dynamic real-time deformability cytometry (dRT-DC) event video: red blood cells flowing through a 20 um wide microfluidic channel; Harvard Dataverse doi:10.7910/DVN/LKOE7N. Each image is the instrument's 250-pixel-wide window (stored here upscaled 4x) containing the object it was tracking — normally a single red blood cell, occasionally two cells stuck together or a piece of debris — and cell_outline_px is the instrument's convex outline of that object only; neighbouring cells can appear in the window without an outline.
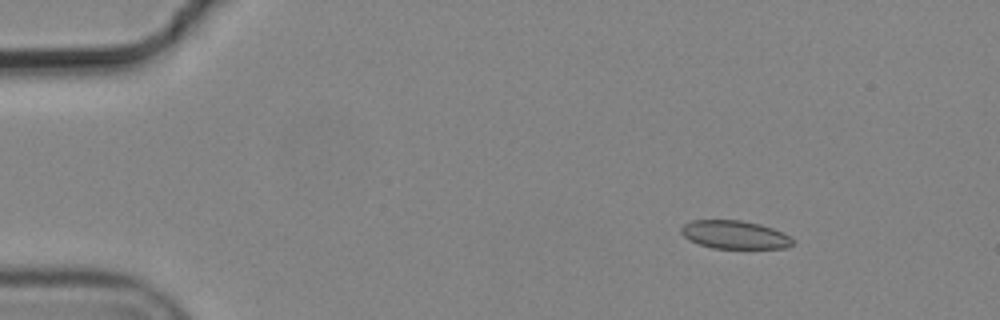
{"species": "common noctule bat (a hibernating species)", "species_latin": "Nyctalus noctula", "temperature_condition": "cold", "stored_images_in_passage": 6, "camera_frame_rate_fps": 3000, "um_per_image_px": 0.085, "animal": {"sex": "male", "body_mass_g": 19.2, "forearm_length_mm": 51.8}, "frame": {"image": 1, "passage_image": 3, "time_ms": 0.667, "image_size_px": [1000, 320], "cell_outline_px": [[792, 244], [784, 248], [712, 248], [688, 240], [680, 232], [680, 228], [684, 224], [692, 220], [740, 220], [760, 224], [772, 228], [792, 236]], "centroid_in_image_um": [62.42, 19.94], "position_along_channel_um": 22.6, "area_um2": 18.32}}
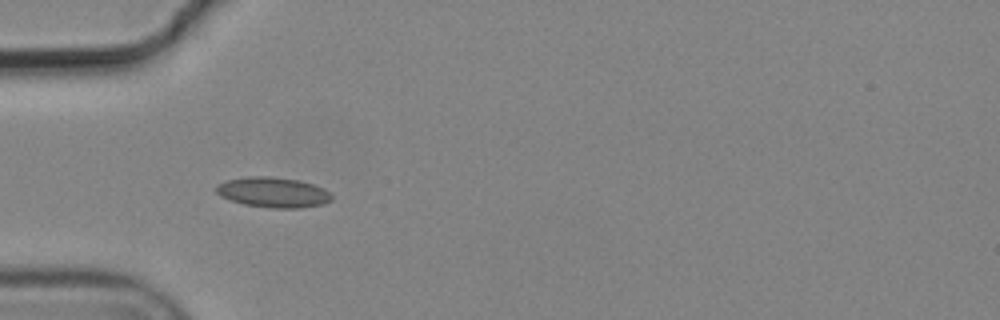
{"frame": {"image": 2, "passage_image": 6, "time_ms": 1.667, "image_size_px": [1000, 320], "cell_outline_px": [[332, 200], [324, 204], [296, 208], [272, 208], [244, 204], [220, 196], [216, 192], [216, 184], [228, 180], [248, 176], [268, 176], [296, 180], [312, 184], [324, 188], [332, 196]], "centroid_in_image_um": [23.21, 16.35], "position_along_channel_um": 61.8, "area_um2": 20.17}}